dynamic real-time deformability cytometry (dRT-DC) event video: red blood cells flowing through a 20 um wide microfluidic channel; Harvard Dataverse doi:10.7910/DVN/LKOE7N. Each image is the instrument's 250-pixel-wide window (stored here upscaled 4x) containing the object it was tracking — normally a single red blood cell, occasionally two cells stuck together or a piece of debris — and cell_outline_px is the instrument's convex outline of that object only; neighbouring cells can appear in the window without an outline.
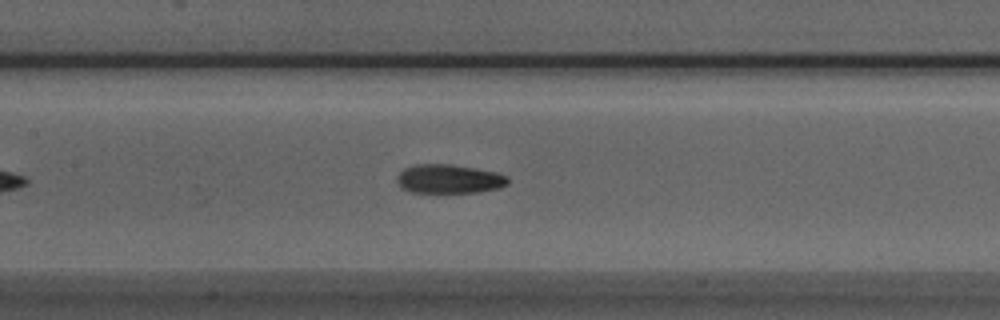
{"species": "Egyptian fruit bat (a non-hibernating species)", "species_latin": "Rousettus aegyptiacus", "temperature_condition": "room temperature", "stored_images_in_passage": 10, "camera_frame_rate_fps": 3000, "um_per_image_px": 0.085, "animal": {"sex": "male"}, "frame": {"image": 1, "passage_image": 9, "time_ms": 2.667, "image_size_px": [1000, 320], "cell_outline_px": [[508, 184], [500, 188], [480, 192], [412, 192], [400, 188], [396, 180], [396, 176], [404, 168], [416, 164], [452, 164], [476, 168], [496, 172], [508, 176]], "centroid_in_image_um": [38.16, 15.2], "position_along_channel_um": 169.2, "area_um2": 18.9}}